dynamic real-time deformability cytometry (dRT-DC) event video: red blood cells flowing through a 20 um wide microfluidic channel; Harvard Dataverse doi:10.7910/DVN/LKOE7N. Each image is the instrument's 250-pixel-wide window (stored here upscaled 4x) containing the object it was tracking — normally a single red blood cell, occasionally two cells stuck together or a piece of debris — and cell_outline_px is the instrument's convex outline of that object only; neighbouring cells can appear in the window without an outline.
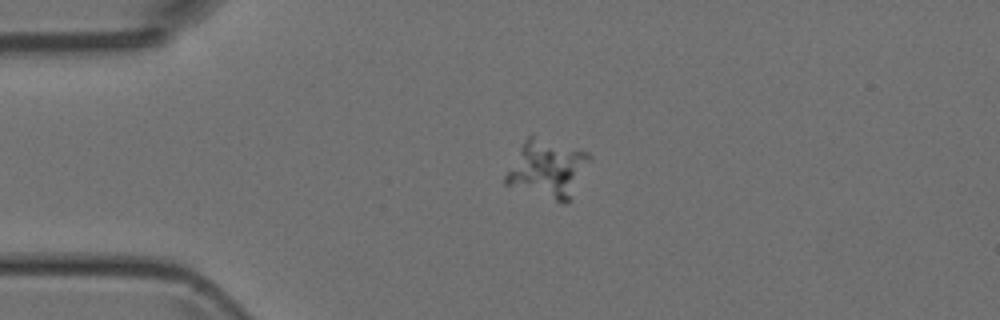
{"species": "Egyptian fruit bat (a non-hibernating species)", "species_latin": "Rousettus aegyptiacus", "temperature_condition": "room temperature", "stored_images_in_passage": 11, "segment_of_instrument_passage": [1, 2], "camera_frame_rate_fps": 3000, "um_per_image_px": 0.085, "animal": {"sex": "female"}, "frame": {"image": 1, "passage_image": 1, "time_ms": 0.0, "image_size_px": [1000, 320], "cell_outline_px": [[592, 156], [572, 200], [568, 204], [564, 204], [504, 184], [504, 176], [524, 140], [532, 132], [588, 152]], "centroid_in_image_um": [46.56, 14.33], "position_along_channel_um": 38.4, "area_um2": 28.96}}
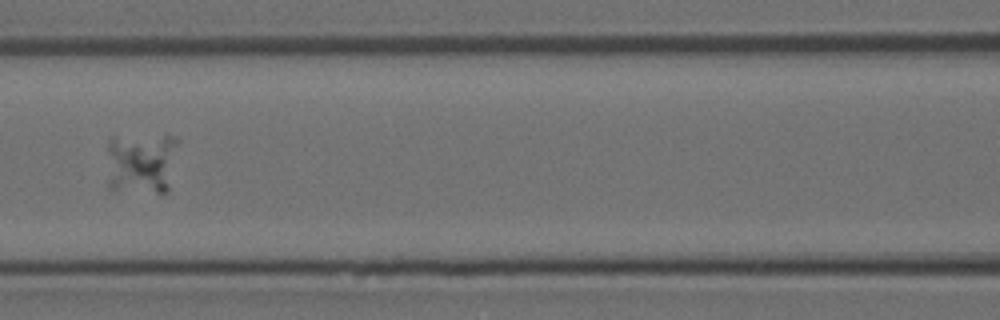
{"frame": {"image": 2, "passage_image": 4, "time_ms": 3.667, "image_size_px": [1000, 320], "cell_outline_px": [[180, 140], [168, 192], [156, 192], [108, 188], [108, 140], [112, 136], [176, 136]], "centroid_in_image_um": [12.05, 13.81], "position_along_channel_um": 154.5, "area_um2": 26.07}}
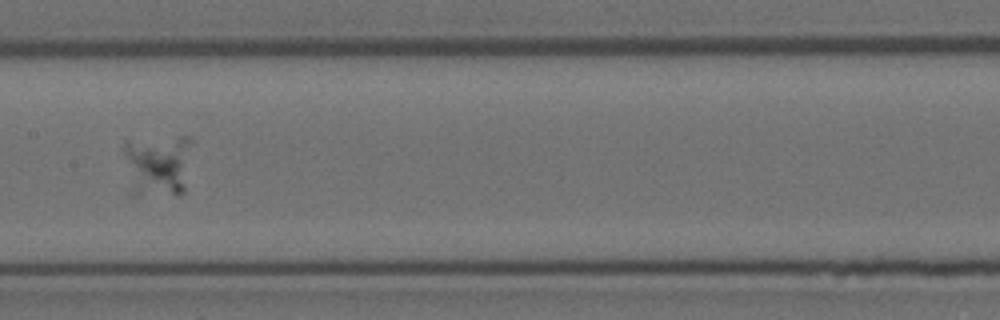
{"frame": {"image": 3, "passage_image": 5, "time_ms": 4.667, "image_size_px": [1000, 320], "cell_outline_px": [[192, 140], [184, 192], [180, 196], [136, 196], [132, 192], [120, 148], [124, 140], [180, 136], [192, 136]], "centroid_in_image_um": [13.37, 14.03], "position_along_channel_um": 194.0, "area_um2": 26.07}}